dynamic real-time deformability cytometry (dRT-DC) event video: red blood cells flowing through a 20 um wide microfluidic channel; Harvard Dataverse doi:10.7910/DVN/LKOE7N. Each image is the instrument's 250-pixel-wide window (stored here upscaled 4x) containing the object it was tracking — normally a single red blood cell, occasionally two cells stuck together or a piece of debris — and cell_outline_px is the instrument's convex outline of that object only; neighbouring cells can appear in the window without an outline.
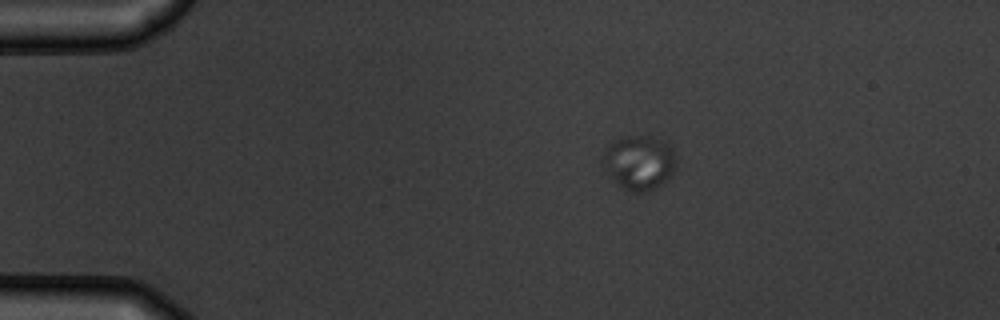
{"species": "common noctule bat (a hibernating species)", "species_latin": "Nyctalus noctula", "temperature_condition": "warm", "stored_images_in_passage": 3, "camera_frame_rate_fps": 3000, "um_per_image_px": 0.085, "animal": {"sex": "male", "body_mass_g": 19.5, "forearm_length_mm": 54.6}, "frame": {"image": 1, "passage_image": 1, "time_ms": 0.0, "image_size_px": [1000, 320], "cell_outline_px": [[676, 172], [668, 180], [656, 188], [644, 192], [632, 192], [620, 188], [608, 172], [600, 160], [600, 156], [608, 144], [612, 140], [620, 136], [652, 136], [668, 144], [672, 148], [676, 160]], "centroid_in_image_um": [54.32, 13.81], "position_along_channel_um": 30.7, "area_um2": 23.87}}